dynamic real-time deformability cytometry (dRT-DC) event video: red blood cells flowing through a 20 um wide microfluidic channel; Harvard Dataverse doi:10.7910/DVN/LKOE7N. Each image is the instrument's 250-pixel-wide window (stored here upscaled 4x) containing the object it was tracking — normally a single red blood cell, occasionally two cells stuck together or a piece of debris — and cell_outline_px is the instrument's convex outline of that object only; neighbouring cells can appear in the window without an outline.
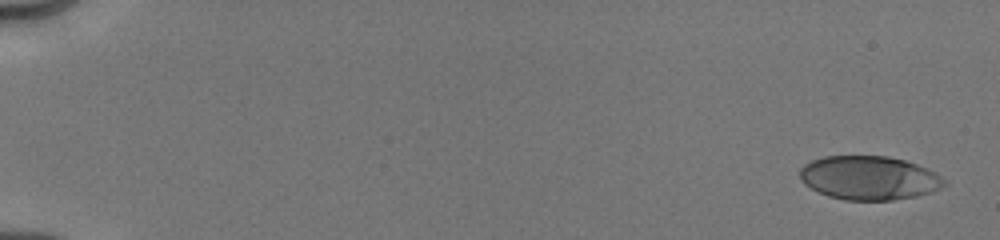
{"species": "human", "species_latin": "Homo sapiens", "temperature_condition": "cold", "stored_images_in_passage": 7, "camera_frame_rate_fps": 3000, "um_per_image_px": 0.085, "donor": {"sex": "male"}, "frame": {"image": 1, "passage_image": 1, "time_ms": 0.0, "image_size_px": [1000, 240], "cell_outline_px": [[948, 184], [932, 192], [916, 196], [892, 200], [844, 200], [828, 196], [804, 184], [800, 180], [800, 168], [804, 164], [812, 160], [824, 156], [888, 156], [904, 160], [916, 164], [936, 172]], "centroid_in_image_um": [73.87, 15.12], "position_along_channel_um": 11.1, "area_um2": 36.93}}
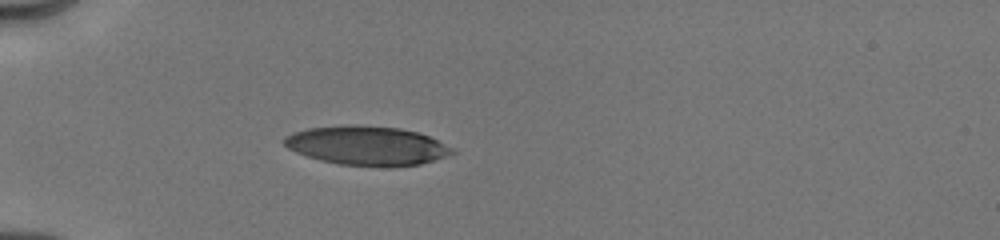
{"frame": {"image": 2, "passage_image": 6, "time_ms": 5.0, "image_size_px": [1000, 240], "cell_outline_px": [[456, 152], [420, 164], [340, 164], [320, 160], [296, 152], [288, 148], [284, 144], [284, 136], [292, 132], [308, 128], [344, 124], [356, 124], [400, 128], [416, 132], [428, 136], [456, 148]], "centroid_in_image_um": [31.15, 12.32], "position_along_channel_um": 53.9, "area_um2": 37.51}}